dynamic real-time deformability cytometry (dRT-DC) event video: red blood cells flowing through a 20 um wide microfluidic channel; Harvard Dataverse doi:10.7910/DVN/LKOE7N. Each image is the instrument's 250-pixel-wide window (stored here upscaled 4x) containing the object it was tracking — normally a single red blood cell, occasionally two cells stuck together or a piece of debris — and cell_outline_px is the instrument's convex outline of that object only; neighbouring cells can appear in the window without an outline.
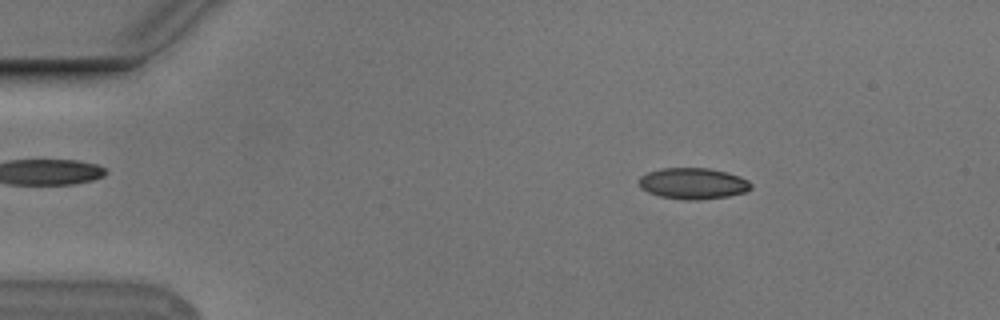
{"species": "Egyptian fruit bat (a non-hibernating species)", "species_latin": "Rousettus aegyptiacus", "temperature_condition": "cold", "stored_images_in_passage": 19, "camera_frame_rate_fps": 3000, "um_per_image_px": 0.085, "animal": {"sex": "male"}, "frame": {"image": 1, "passage_image": 8, "time_ms": 2.333, "image_size_px": [1000, 320], "cell_outline_px": [[752, 188], [744, 192], [728, 196], [700, 200], [684, 200], [660, 196], [648, 192], [640, 188], [640, 176], [648, 172], [660, 168], [708, 168], [728, 172], [740, 176], [748, 180], [752, 184]], "centroid_in_image_um": [58.92, 15.59], "position_along_channel_um": 26.1, "area_um2": 20.46}}
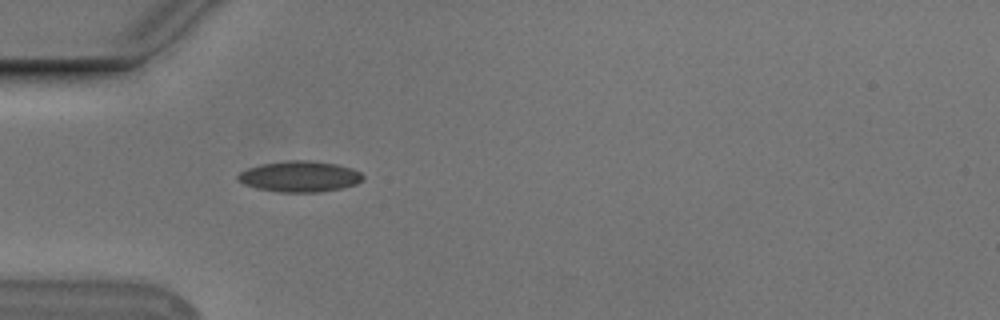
{"frame": {"image": 2, "passage_image": 16, "time_ms": 5.0, "image_size_px": [1000, 320], "cell_outline_px": [[364, 180], [356, 184], [340, 188], [320, 192], [280, 192], [256, 188], [244, 184], [236, 180], [236, 176], [240, 172], [248, 168], [260, 164], [284, 160], [308, 160], [336, 164], [352, 168], [360, 172], [364, 176]], "centroid_in_image_um": [25.46, 14.99], "position_along_channel_um": 59.5, "area_um2": 22.66}}